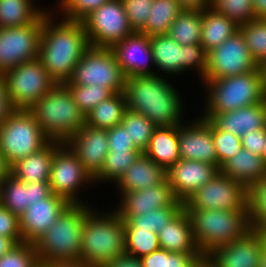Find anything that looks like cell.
Returning a JSON list of instances; mask_svg holds the SVG:
<instances>
[{"label":"cell","mask_w":266,"mask_h":267,"mask_svg":"<svg viewBox=\"0 0 266 267\" xmlns=\"http://www.w3.org/2000/svg\"><path fill=\"white\" fill-rule=\"evenodd\" d=\"M14 110L9 100L6 79L0 74V125Z\"/></svg>","instance_id":"52"},{"label":"cell","mask_w":266,"mask_h":267,"mask_svg":"<svg viewBox=\"0 0 266 267\" xmlns=\"http://www.w3.org/2000/svg\"><path fill=\"white\" fill-rule=\"evenodd\" d=\"M67 141L73 144L72 152L95 178L101 172L105 157L109 152L107 130L85 124Z\"/></svg>","instance_id":"20"},{"label":"cell","mask_w":266,"mask_h":267,"mask_svg":"<svg viewBox=\"0 0 266 267\" xmlns=\"http://www.w3.org/2000/svg\"><path fill=\"white\" fill-rule=\"evenodd\" d=\"M213 140L217 152V167L242 149L241 138L223 130L213 124Z\"/></svg>","instance_id":"45"},{"label":"cell","mask_w":266,"mask_h":267,"mask_svg":"<svg viewBox=\"0 0 266 267\" xmlns=\"http://www.w3.org/2000/svg\"><path fill=\"white\" fill-rule=\"evenodd\" d=\"M202 253H182L167 251L166 267H196L204 259Z\"/></svg>","instance_id":"51"},{"label":"cell","mask_w":266,"mask_h":267,"mask_svg":"<svg viewBox=\"0 0 266 267\" xmlns=\"http://www.w3.org/2000/svg\"><path fill=\"white\" fill-rule=\"evenodd\" d=\"M179 153L183 160L200 161L217 166L213 123L203 118L191 128L179 126Z\"/></svg>","instance_id":"21"},{"label":"cell","mask_w":266,"mask_h":267,"mask_svg":"<svg viewBox=\"0 0 266 267\" xmlns=\"http://www.w3.org/2000/svg\"><path fill=\"white\" fill-rule=\"evenodd\" d=\"M192 221L193 236L204 257L219 246L243 238L250 230L249 210L185 209Z\"/></svg>","instance_id":"3"},{"label":"cell","mask_w":266,"mask_h":267,"mask_svg":"<svg viewBox=\"0 0 266 267\" xmlns=\"http://www.w3.org/2000/svg\"><path fill=\"white\" fill-rule=\"evenodd\" d=\"M111 50L126 78L133 76H154L153 73L146 69V64L143 66V63L138 60L140 56H137V53H143V55H147L153 61L150 38L147 35L141 32H133L124 40L114 44Z\"/></svg>","instance_id":"25"},{"label":"cell","mask_w":266,"mask_h":267,"mask_svg":"<svg viewBox=\"0 0 266 267\" xmlns=\"http://www.w3.org/2000/svg\"><path fill=\"white\" fill-rule=\"evenodd\" d=\"M238 30V25L214 8H211V12L202 11L200 44L206 53L220 46Z\"/></svg>","instance_id":"31"},{"label":"cell","mask_w":266,"mask_h":267,"mask_svg":"<svg viewBox=\"0 0 266 267\" xmlns=\"http://www.w3.org/2000/svg\"><path fill=\"white\" fill-rule=\"evenodd\" d=\"M90 46L111 48L134 31L121 0H111L81 20Z\"/></svg>","instance_id":"11"},{"label":"cell","mask_w":266,"mask_h":267,"mask_svg":"<svg viewBox=\"0 0 266 267\" xmlns=\"http://www.w3.org/2000/svg\"><path fill=\"white\" fill-rule=\"evenodd\" d=\"M43 14L32 24L0 28V74L39 56Z\"/></svg>","instance_id":"13"},{"label":"cell","mask_w":266,"mask_h":267,"mask_svg":"<svg viewBox=\"0 0 266 267\" xmlns=\"http://www.w3.org/2000/svg\"><path fill=\"white\" fill-rule=\"evenodd\" d=\"M143 153L167 171L181 159L179 125L156 127Z\"/></svg>","instance_id":"29"},{"label":"cell","mask_w":266,"mask_h":267,"mask_svg":"<svg viewBox=\"0 0 266 267\" xmlns=\"http://www.w3.org/2000/svg\"><path fill=\"white\" fill-rule=\"evenodd\" d=\"M17 244L18 243L12 238L0 236V257L8 253Z\"/></svg>","instance_id":"57"},{"label":"cell","mask_w":266,"mask_h":267,"mask_svg":"<svg viewBox=\"0 0 266 267\" xmlns=\"http://www.w3.org/2000/svg\"><path fill=\"white\" fill-rule=\"evenodd\" d=\"M211 6L238 26L254 19L253 0H211Z\"/></svg>","instance_id":"43"},{"label":"cell","mask_w":266,"mask_h":267,"mask_svg":"<svg viewBox=\"0 0 266 267\" xmlns=\"http://www.w3.org/2000/svg\"><path fill=\"white\" fill-rule=\"evenodd\" d=\"M111 0H62L61 6L65 7L69 20L81 21L90 12Z\"/></svg>","instance_id":"47"},{"label":"cell","mask_w":266,"mask_h":267,"mask_svg":"<svg viewBox=\"0 0 266 267\" xmlns=\"http://www.w3.org/2000/svg\"><path fill=\"white\" fill-rule=\"evenodd\" d=\"M185 209L249 210L248 188L220 171L184 203Z\"/></svg>","instance_id":"12"},{"label":"cell","mask_w":266,"mask_h":267,"mask_svg":"<svg viewBox=\"0 0 266 267\" xmlns=\"http://www.w3.org/2000/svg\"><path fill=\"white\" fill-rule=\"evenodd\" d=\"M260 267H266V246L262 253Z\"/></svg>","instance_id":"61"},{"label":"cell","mask_w":266,"mask_h":267,"mask_svg":"<svg viewBox=\"0 0 266 267\" xmlns=\"http://www.w3.org/2000/svg\"><path fill=\"white\" fill-rule=\"evenodd\" d=\"M142 267H166L167 265V250L158 249L149 255L140 258Z\"/></svg>","instance_id":"53"},{"label":"cell","mask_w":266,"mask_h":267,"mask_svg":"<svg viewBox=\"0 0 266 267\" xmlns=\"http://www.w3.org/2000/svg\"><path fill=\"white\" fill-rule=\"evenodd\" d=\"M159 237L157 233L148 230H125L126 255L136 257L139 254L142 258L153 251L160 249Z\"/></svg>","instance_id":"41"},{"label":"cell","mask_w":266,"mask_h":267,"mask_svg":"<svg viewBox=\"0 0 266 267\" xmlns=\"http://www.w3.org/2000/svg\"><path fill=\"white\" fill-rule=\"evenodd\" d=\"M196 267H213L211 263L206 259H202Z\"/></svg>","instance_id":"60"},{"label":"cell","mask_w":266,"mask_h":267,"mask_svg":"<svg viewBox=\"0 0 266 267\" xmlns=\"http://www.w3.org/2000/svg\"><path fill=\"white\" fill-rule=\"evenodd\" d=\"M29 111L54 144L63 141L64 145L85 125V115L64 84H56Z\"/></svg>","instance_id":"4"},{"label":"cell","mask_w":266,"mask_h":267,"mask_svg":"<svg viewBox=\"0 0 266 267\" xmlns=\"http://www.w3.org/2000/svg\"><path fill=\"white\" fill-rule=\"evenodd\" d=\"M0 236L14 239L17 243L23 242L20 233L19 216L0 205Z\"/></svg>","instance_id":"49"},{"label":"cell","mask_w":266,"mask_h":267,"mask_svg":"<svg viewBox=\"0 0 266 267\" xmlns=\"http://www.w3.org/2000/svg\"><path fill=\"white\" fill-rule=\"evenodd\" d=\"M183 10L204 11L211 5V0H176ZM209 4V5H208Z\"/></svg>","instance_id":"55"},{"label":"cell","mask_w":266,"mask_h":267,"mask_svg":"<svg viewBox=\"0 0 266 267\" xmlns=\"http://www.w3.org/2000/svg\"><path fill=\"white\" fill-rule=\"evenodd\" d=\"M80 205L81 203L70 204L48 231L35 241L34 246L41 265L80 261L85 219V207Z\"/></svg>","instance_id":"6"},{"label":"cell","mask_w":266,"mask_h":267,"mask_svg":"<svg viewBox=\"0 0 266 267\" xmlns=\"http://www.w3.org/2000/svg\"><path fill=\"white\" fill-rule=\"evenodd\" d=\"M248 208L252 229L266 234V177L248 189Z\"/></svg>","instance_id":"39"},{"label":"cell","mask_w":266,"mask_h":267,"mask_svg":"<svg viewBox=\"0 0 266 267\" xmlns=\"http://www.w3.org/2000/svg\"><path fill=\"white\" fill-rule=\"evenodd\" d=\"M141 151H109L105 157L101 172L94 179L118 181L133 164Z\"/></svg>","instance_id":"40"},{"label":"cell","mask_w":266,"mask_h":267,"mask_svg":"<svg viewBox=\"0 0 266 267\" xmlns=\"http://www.w3.org/2000/svg\"><path fill=\"white\" fill-rule=\"evenodd\" d=\"M128 17V23L134 32H140L147 23L153 0H121Z\"/></svg>","instance_id":"46"},{"label":"cell","mask_w":266,"mask_h":267,"mask_svg":"<svg viewBox=\"0 0 266 267\" xmlns=\"http://www.w3.org/2000/svg\"><path fill=\"white\" fill-rule=\"evenodd\" d=\"M51 193L49 181L25 183L9 174L0 184V205L20 216L31 203Z\"/></svg>","instance_id":"22"},{"label":"cell","mask_w":266,"mask_h":267,"mask_svg":"<svg viewBox=\"0 0 266 267\" xmlns=\"http://www.w3.org/2000/svg\"><path fill=\"white\" fill-rule=\"evenodd\" d=\"M126 76L111 48L90 46L64 85L101 86L112 94L124 92Z\"/></svg>","instance_id":"9"},{"label":"cell","mask_w":266,"mask_h":267,"mask_svg":"<svg viewBox=\"0 0 266 267\" xmlns=\"http://www.w3.org/2000/svg\"><path fill=\"white\" fill-rule=\"evenodd\" d=\"M127 109L152 121L157 127L179 125L180 100L175 90L154 76H133L125 80Z\"/></svg>","instance_id":"2"},{"label":"cell","mask_w":266,"mask_h":267,"mask_svg":"<svg viewBox=\"0 0 266 267\" xmlns=\"http://www.w3.org/2000/svg\"><path fill=\"white\" fill-rule=\"evenodd\" d=\"M109 151H140L130 140L127 129L118 124L107 129Z\"/></svg>","instance_id":"48"},{"label":"cell","mask_w":266,"mask_h":267,"mask_svg":"<svg viewBox=\"0 0 266 267\" xmlns=\"http://www.w3.org/2000/svg\"><path fill=\"white\" fill-rule=\"evenodd\" d=\"M123 196V206L117 212L120 216L142 215L157 208L172 206L177 201L167 179L147 189L123 193Z\"/></svg>","instance_id":"24"},{"label":"cell","mask_w":266,"mask_h":267,"mask_svg":"<svg viewBox=\"0 0 266 267\" xmlns=\"http://www.w3.org/2000/svg\"><path fill=\"white\" fill-rule=\"evenodd\" d=\"M73 96L75 104L86 116L100 102L106 100L112 93L101 86L65 85Z\"/></svg>","instance_id":"42"},{"label":"cell","mask_w":266,"mask_h":267,"mask_svg":"<svg viewBox=\"0 0 266 267\" xmlns=\"http://www.w3.org/2000/svg\"><path fill=\"white\" fill-rule=\"evenodd\" d=\"M85 208L80 261L90 267H104L126 254L124 220L118 213L96 218Z\"/></svg>","instance_id":"5"},{"label":"cell","mask_w":266,"mask_h":267,"mask_svg":"<svg viewBox=\"0 0 266 267\" xmlns=\"http://www.w3.org/2000/svg\"><path fill=\"white\" fill-rule=\"evenodd\" d=\"M265 246L266 234L252 229L243 238L219 246L205 258L213 267H260Z\"/></svg>","instance_id":"16"},{"label":"cell","mask_w":266,"mask_h":267,"mask_svg":"<svg viewBox=\"0 0 266 267\" xmlns=\"http://www.w3.org/2000/svg\"><path fill=\"white\" fill-rule=\"evenodd\" d=\"M263 68H264V70H265V78H266V65H265Z\"/></svg>","instance_id":"63"},{"label":"cell","mask_w":266,"mask_h":267,"mask_svg":"<svg viewBox=\"0 0 266 267\" xmlns=\"http://www.w3.org/2000/svg\"><path fill=\"white\" fill-rule=\"evenodd\" d=\"M182 11L176 0H153L147 23L140 32L148 37L166 35L173 21Z\"/></svg>","instance_id":"34"},{"label":"cell","mask_w":266,"mask_h":267,"mask_svg":"<svg viewBox=\"0 0 266 267\" xmlns=\"http://www.w3.org/2000/svg\"><path fill=\"white\" fill-rule=\"evenodd\" d=\"M251 57L259 66L266 65V19H253L239 26Z\"/></svg>","instance_id":"37"},{"label":"cell","mask_w":266,"mask_h":267,"mask_svg":"<svg viewBox=\"0 0 266 267\" xmlns=\"http://www.w3.org/2000/svg\"><path fill=\"white\" fill-rule=\"evenodd\" d=\"M150 44L153 63L166 72L182 71L188 66L198 65V69L205 75L207 53L201 44L180 45L168 34L151 36Z\"/></svg>","instance_id":"15"},{"label":"cell","mask_w":266,"mask_h":267,"mask_svg":"<svg viewBox=\"0 0 266 267\" xmlns=\"http://www.w3.org/2000/svg\"><path fill=\"white\" fill-rule=\"evenodd\" d=\"M166 179V170L142 152L117 182L126 193L147 189Z\"/></svg>","instance_id":"27"},{"label":"cell","mask_w":266,"mask_h":267,"mask_svg":"<svg viewBox=\"0 0 266 267\" xmlns=\"http://www.w3.org/2000/svg\"><path fill=\"white\" fill-rule=\"evenodd\" d=\"M41 267H90L81 261L77 262H55L49 264H43Z\"/></svg>","instance_id":"59"},{"label":"cell","mask_w":266,"mask_h":267,"mask_svg":"<svg viewBox=\"0 0 266 267\" xmlns=\"http://www.w3.org/2000/svg\"><path fill=\"white\" fill-rule=\"evenodd\" d=\"M69 205L70 203L66 199L53 193L40 201L31 203L19 216L23 242L34 244Z\"/></svg>","instance_id":"17"},{"label":"cell","mask_w":266,"mask_h":267,"mask_svg":"<svg viewBox=\"0 0 266 267\" xmlns=\"http://www.w3.org/2000/svg\"><path fill=\"white\" fill-rule=\"evenodd\" d=\"M0 267H41L33 243L21 242L0 257Z\"/></svg>","instance_id":"44"},{"label":"cell","mask_w":266,"mask_h":267,"mask_svg":"<svg viewBox=\"0 0 266 267\" xmlns=\"http://www.w3.org/2000/svg\"><path fill=\"white\" fill-rule=\"evenodd\" d=\"M205 81L211 86L207 113H224L266 100V78L262 66L244 74Z\"/></svg>","instance_id":"7"},{"label":"cell","mask_w":266,"mask_h":267,"mask_svg":"<svg viewBox=\"0 0 266 267\" xmlns=\"http://www.w3.org/2000/svg\"><path fill=\"white\" fill-rule=\"evenodd\" d=\"M30 0H0V28L34 23L43 12L31 8Z\"/></svg>","instance_id":"36"},{"label":"cell","mask_w":266,"mask_h":267,"mask_svg":"<svg viewBox=\"0 0 266 267\" xmlns=\"http://www.w3.org/2000/svg\"><path fill=\"white\" fill-rule=\"evenodd\" d=\"M254 19H266V0H253Z\"/></svg>","instance_id":"56"},{"label":"cell","mask_w":266,"mask_h":267,"mask_svg":"<svg viewBox=\"0 0 266 267\" xmlns=\"http://www.w3.org/2000/svg\"><path fill=\"white\" fill-rule=\"evenodd\" d=\"M48 140L29 110L15 109L0 125V151L10 166L40 151Z\"/></svg>","instance_id":"8"},{"label":"cell","mask_w":266,"mask_h":267,"mask_svg":"<svg viewBox=\"0 0 266 267\" xmlns=\"http://www.w3.org/2000/svg\"><path fill=\"white\" fill-rule=\"evenodd\" d=\"M121 124L127 129L128 136L134 145L144 152L157 126L142 114L128 109L124 113Z\"/></svg>","instance_id":"38"},{"label":"cell","mask_w":266,"mask_h":267,"mask_svg":"<svg viewBox=\"0 0 266 267\" xmlns=\"http://www.w3.org/2000/svg\"><path fill=\"white\" fill-rule=\"evenodd\" d=\"M184 203L177 200L172 206L157 208L138 216H120L125 230H148L157 233L170 222L182 209Z\"/></svg>","instance_id":"33"},{"label":"cell","mask_w":266,"mask_h":267,"mask_svg":"<svg viewBox=\"0 0 266 267\" xmlns=\"http://www.w3.org/2000/svg\"><path fill=\"white\" fill-rule=\"evenodd\" d=\"M242 148L262 156L266 146V127L260 130L250 131L241 137Z\"/></svg>","instance_id":"50"},{"label":"cell","mask_w":266,"mask_h":267,"mask_svg":"<svg viewBox=\"0 0 266 267\" xmlns=\"http://www.w3.org/2000/svg\"><path fill=\"white\" fill-rule=\"evenodd\" d=\"M47 144L40 151L16 161L10 167V174L25 183L49 181L51 164L56 148Z\"/></svg>","instance_id":"30"},{"label":"cell","mask_w":266,"mask_h":267,"mask_svg":"<svg viewBox=\"0 0 266 267\" xmlns=\"http://www.w3.org/2000/svg\"><path fill=\"white\" fill-rule=\"evenodd\" d=\"M10 165L8 164L3 153L0 151V184L7 178L10 174Z\"/></svg>","instance_id":"58"},{"label":"cell","mask_w":266,"mask_h":267,"mask_svg":"<svg viewBox=\"0 0 266 267\" xmlns=\"http://www.w3.org/2000/svg\"><path fill=\"white\" fill-rule=\"evenodd\" d=\"M85 179L92 180L93 176L84 168L72 150L65 152L57 148L54 152L49 179L52 193L63 197L70 204H78L73 196L74 190Z\"/></svg>","instance_id":"18"},{"label":"cell","mask_w":266,"mask_h":267,"mask_svg":"<svg viewBox=\"0 0 266 267\" xmlns=\"http://www.w3.org/2000/svg\"><path fill=\"white\" fill-rule=\"evenodd\" d=\"M262 158H263L264 163H265V165H266V146H265V150H264V152H263V154H262Z\"/></svg>","instance_id":"62"},{"label":"cell","mask_w":266,"mask_h":267,"mask_svg":"<svg viewBox=\"0 0 266 267\" xmlns=\"http://www.w3.org/2000/svg\"><path fill=\"white\" fill-rule=\"evenodd\" d=\"M126 110L124 93H113L85 116V124L97 129H110L121 124Z\"/></svg>","instance_id":"32"},{"label":"cell","mask_w":266,"mask_h":267,"mask_svg":"<svg viewBox=\"0 0 266 267\" xmlns=\"http://www.w3.org/2000/svg\"><path fill=\"white\" fill-rule=\"evenodd\" d=\"M43 13L38 59L57 84L68 82L81 57L90 47L81 21L66 19L52 27Z\"/></svg>","instance_id":"1"},{"label":"cell","mask_w":266,"mask_h":267,"mask_svg":"<svg viewBox=\"0 0 266 267\" xmlns=\"http://www.w3.org/2000/svg\"><path fill=\"white\" fill-rule=\"evenodd\" d=\"M202 11L183 10L173 21L168 35L180 45L200 44Z\"/></svg>","instance_id":"35"},{"label":"cell","mask_w":266,"mask_h":267,"mask_svg":"<svg viewBox=\"0 0 266 267\" xmlns=\"http://www.w3.org/2000/svg\"><path fill=\"white\" fill-rule=\"evenodd\" d=\"M3 75L14 109L29 110L57 84L38 58L19 64Z\"/></svg>","instance_id":"10"},{"label":"cell","mask_w":266,"mask_h":267,"mask_svg":"<svg viewBox=\"0 0 266 267\" xmlns=\"http://www.w3.org/2000/svg\"><path fill=\"white\" fill-rule=\"evenodd\" d=\"M220 172L249 189L266 177V165L262 156L242 148L220 166Z\"/></svg>","instance_id":"28"},{"label":"cell","mask_w":266,"mask_h":267,"mask_svg":"<svg viewBox=\"0 0 266 267\" xmlns=\"http://www.w3.org/2000/svg\"><path fill=\"white\" fill-rule=\"evenodd\" d=\"M219 171L213 164L180 159L166 171V176L175 198L185 203Z\"/></svg>","instance_id":"19"},{"label":"cell","mask_w":266,"mask_h":267,"mask_svg":"<svg viewBox=\"0 0 266 267\" xmlns=\"http://www.w3.org/2000/svg\"><path fill=\"white\" fill-rule=\"evenodd\" d=\"M159 244L169 252L202 253L193 236L192 221L183 208L158 232Z\"/></svg>","instance_id":"26"},{"label":"cell","mask_w":266,"mask_h":267,"mask_svg":"<svg viewBox=\"0 0 266 267\" xmlns=\"http://www.w3.org/2000/svg\"><path fill=\"white\" fill-rule=\"evenodd\" d=\"M240 30L207 53L205 80H217L257 70Z\"/></svg>","instance_id":"14"},{"label":"cell","mask_w":266,"mask_h":267,"mask_svg":"<svg viewBox=\"0 0 266 267\" xmlns=\"http://www.w3.org/2000/svg\"><path fill=\"white\" fill-rule=\"evenodd\" d=\"M104 267H142V263L139 258L125 254L108 262Z\"/></svg>","instance_id":"54"},{"label":"cell","mask_w":266,"mask_h":267,"mask_svg":"<svg viewBox=\"0 0 266 267\" xmlns=\"http://www.w3.org/2000/svg\"><path fill=\"white\" fill-rule=\"evenodd\" d=\"M209 119L219 130L242 137L250 131L266 127V100L224 113H208Z\"/></svg>","instance_id":"23"}]
</instances>
